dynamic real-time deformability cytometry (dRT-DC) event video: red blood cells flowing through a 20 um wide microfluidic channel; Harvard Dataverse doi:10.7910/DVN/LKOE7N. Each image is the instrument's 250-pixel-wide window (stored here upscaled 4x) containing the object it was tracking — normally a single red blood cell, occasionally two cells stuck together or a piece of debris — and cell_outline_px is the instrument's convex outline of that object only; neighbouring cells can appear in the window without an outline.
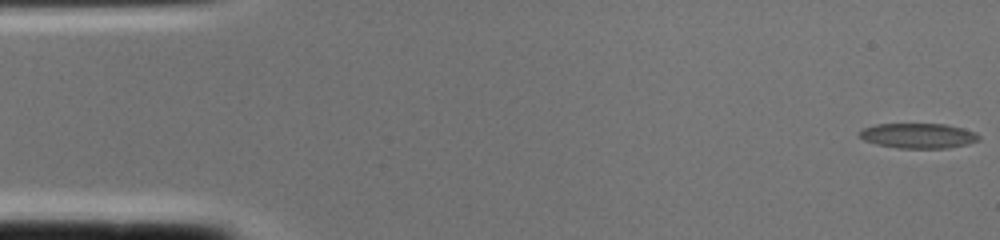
{"species": "common noctule bat (a hibernating species)", "species_latin": "Nyctalus noctula", "temperature_condition": "cold", "stored_images_in_passage": 2, "camera_frame_rate_fps": 3000, "um_per_image_px": 0.085, "animal": {"sex": "female", "body_mass_g": 22.0, "forearm_length_mm": 56.7}, "frame": {"image": 1, "passage_image": 1, "time_ms": 0.0, "image_size_px": [1000, 240], "cell_outline_px": [[980, 140], [968, 144], [948, 148], [896, 148], [876, 144], [864, 140], [856, 136], [856, 132], [864, 128], [876, 124], [944, 124], [976, 132], [980, 136]], "centroid_in_image_um": [78.01, 11.54], "position_along_channel_um": 7.0, "area_um2": 17.57}}
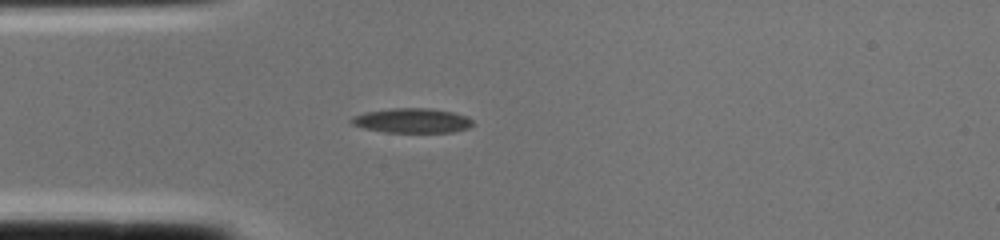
{"frame": {"image": 2, "passage_image": 2, "time_ms": 0.333, "image_size_px": [1000, 240], "cell_outline_px": [[476, 124], [468, 128], [452, 132], [384, 132], [364, 128], [352, 124], [348, 120], [352, 116], [364, 112], [392, 108], [428, 108], [452, 112], [468, 116]], "centroid_in_image_um": [35.02, 10.25], "position_along_channel_um": 50.0, "area_um2": 17.57}}